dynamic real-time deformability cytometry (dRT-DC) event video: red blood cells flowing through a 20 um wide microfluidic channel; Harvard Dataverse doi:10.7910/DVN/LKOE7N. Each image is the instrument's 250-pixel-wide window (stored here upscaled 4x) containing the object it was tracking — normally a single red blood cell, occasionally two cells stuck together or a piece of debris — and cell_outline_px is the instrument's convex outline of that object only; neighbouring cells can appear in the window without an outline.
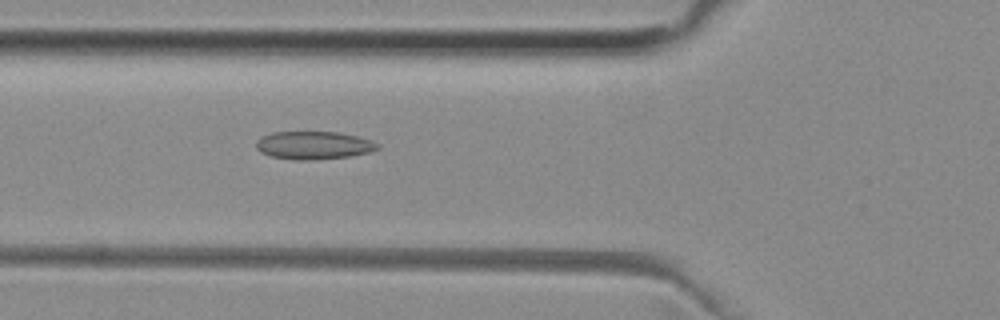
{"species": "common noctule bat (a hibernating species)", "species_latin": "Nyctalus noctula", "temperature_condition": "room temperature", "stored_images_in_passage": 46, "camera_frame_rate_fps": 3000, "um_per_image_px": 0.085, "animal": {"sex": "female", "body_mass_g": 29.2, "forearm_length_mm": 56.3}, "frame": {"image": 1, "passage_image": 13, "time_ms": 4.0, "image_size_px": [1000, 320], "cell_outline_px": [[380, 148], [372, 152], [352, 156], [316, 160], [296, 160], [272, 156], [260, 152], [256, 148], [256, 140], [272, 132], [340, 132], [372, 140], [380, 144]], "centroid_in_image_um": [26.72, 12.35], "position_along_channel_um": 99.1, "area_um2": 20.0}}
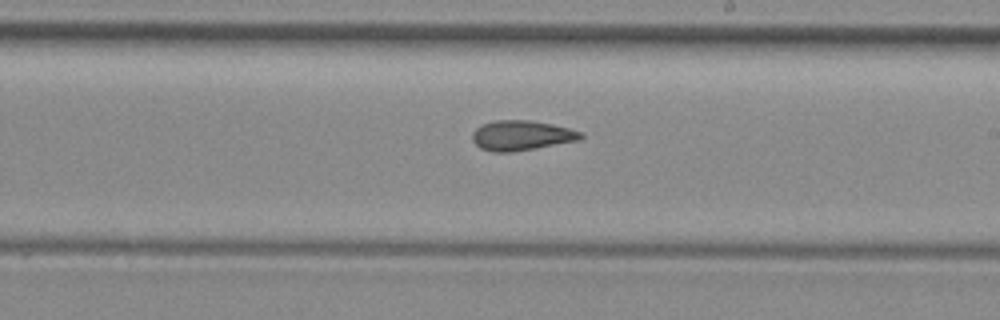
{"frame": {"image": 2, "passage_image": 24, "time_ms": 7.667, "image_size_px": [1000, 320], "cell_outline_px": [[584, 136], [580, 140], [512, 152], [492, 152], [480, 148], [472, 140], [472, 132], [476, 128], [484, 124], [496, 120], [528, 120], [552, 124], [568, 128], [580, 132]], "centroid_in_image_um": [44.3, 11.52], "position_along_channel_um": 244.7, "area_um2": 18.79}}
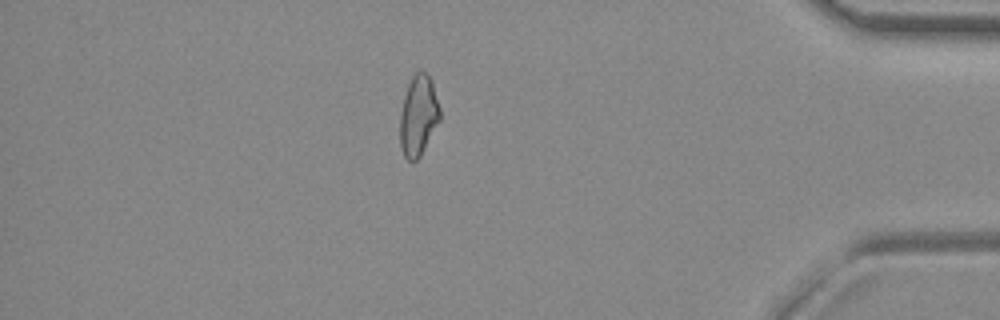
{"frame": {"image": 3, "passage_image": 39, "time_ms": 12.667, "image_size_px": [1000, 320], "cell_outline_px": [[440, 120], [420, 156], [416, 160], [408, 160], [404, 156], [400, 148], [400, 112], [404, 96], [408, 84], [412, 76], [420, 68], [432, 80], [440, 108]], "centroid_in_image_um": [35.56, 9.81], "position_along_channel_um": 399.6, "area_um2": 18.79}, "authors_computed_cell_mechanics": {"area_um2": 19.1896, "velocity_mm_per_s": 3.9707, "shape_relaxation_time_tau1_ms": null, "shape_relaxation_time_tau2_ms": 2.4251, "deformation_change_tau1": null, "deformation_change_tau2": 0.096}}